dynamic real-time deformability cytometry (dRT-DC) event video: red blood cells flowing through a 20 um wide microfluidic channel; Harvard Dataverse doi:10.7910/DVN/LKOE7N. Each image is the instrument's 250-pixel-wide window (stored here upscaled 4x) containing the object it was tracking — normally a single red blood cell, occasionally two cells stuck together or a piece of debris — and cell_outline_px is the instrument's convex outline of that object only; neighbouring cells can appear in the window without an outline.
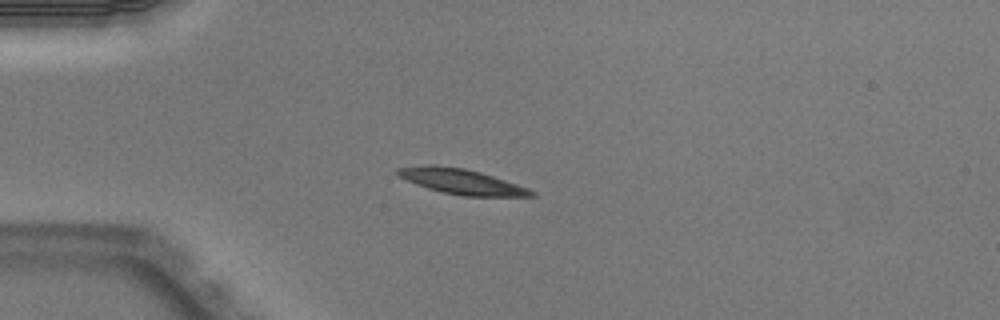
{"species": "Egyptian fruit bat (a non-hibernating species)", "species_latin": "Rousettus aegyptiacus", "temperature_condition": "warm", "stored_images_in_passage": 38, "camera_frame_rate_fps": 3000, "um_per_image_px": 0.085, "animal": {"sex": "male"}, "frame": {"image": 1, "passage_image": 1, "time_ms": 0.0, "image_size_px": [1000, 320], "cell_outline_px": [[536, 196], [460, 196], [428, 188], [416, 184], [396, 176], [396, 168], [428, 164], [436, 164], [464, 168], [480, 172], [528, 188], [536, 192]], "centroid_in_image_um": [39.17, 15.42], "position_along_channel_um": 45.8, "area_um2": 19.65}}
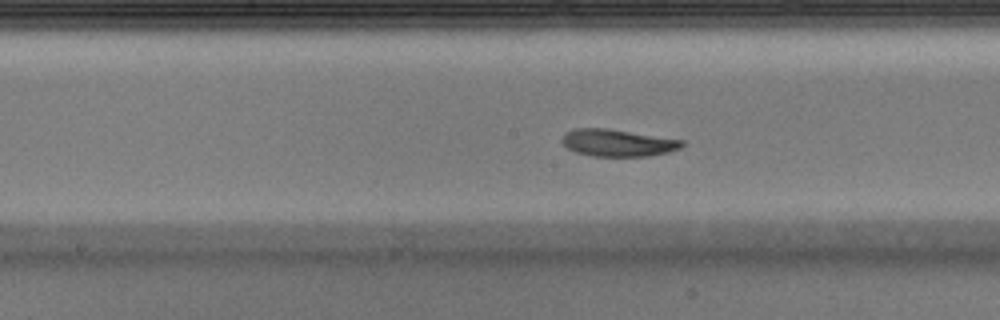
{"frame": {"image": 2, "passage_image": 14, "time_ms": 4.333, "image_size_px": [1000, 320], "cell_outline_px": [[684, 144], [680, 148], [668, 152], [648, 156], [592, 156], [576, 152], [568, 148], [560, 140], [564, 132], [572, 128], [608, 128], [684, 140]], "centroid_in_image_um": [52.47, 12.13], "position_along_channel_um": 195.7, "area_um2": 19.07}}
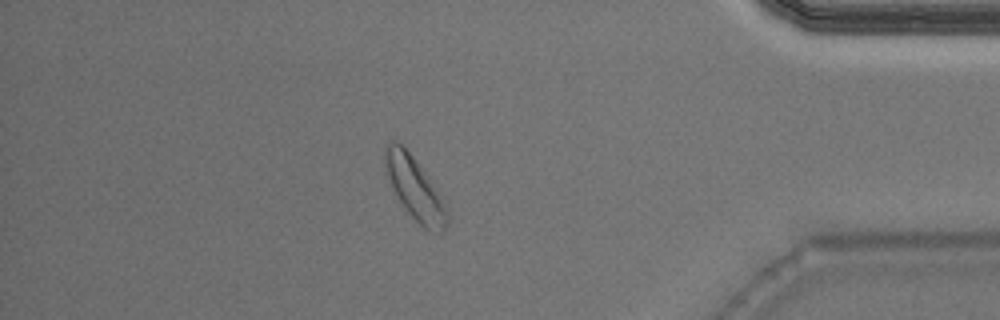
{"frame": {"image": 3, "passage_image": 32, "time_ms": 10.333, "image_size_px": [1000, 320], "cell_outline_px": [[448, 224], [444, 232], [424, 228], [408, 212], [400, 200], [384, 172], [384, 152], [388, 140], [396, 140], [412, 156], [444, 200], [448, 208]], "centroid_in_image_um": [35.25, 16.0], "position_along_channel_um": 400.0, "area_um2": 22.2}, "authors_computed_cell_mechanics": {"area_um2": 19.6809, "velocity_mm_per_s": 3.9492, "shape_relaxation_time_tau1_ms": 2.0226, "shape_relaxation_time_tau2_ms": 3.6543, "deformation_change_tau1": 0.1067, "deformation_change_tau2": 0.1078}}